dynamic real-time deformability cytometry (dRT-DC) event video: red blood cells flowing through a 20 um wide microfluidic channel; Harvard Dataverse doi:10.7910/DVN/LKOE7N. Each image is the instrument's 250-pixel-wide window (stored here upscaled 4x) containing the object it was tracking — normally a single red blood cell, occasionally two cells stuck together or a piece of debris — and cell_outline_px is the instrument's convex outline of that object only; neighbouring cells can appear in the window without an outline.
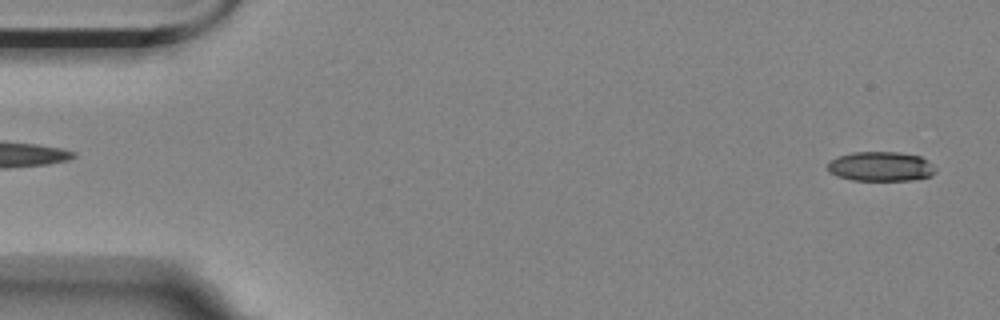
{"species": "Egyptian fruit bat (a non-hibernating species)", "species_latin": "Rousettus aegyptiacus", "temperature_condition": "room temperature", "stored_images_in_passage": 56, "camera_frame_rate_fps": 3000, "um_per_image_px": 0.085, "animal": {"sex": "female"}, "frame": {"image": 1, "passage_image": 2, "time_ms": 0.333, "image_size_px": [1000, 320], "cell_outline_px": [[936, 172], [932, 176], [912, 180], [852, 180], [836, 176], [828, 172], [828, 160], [836, 156], [852, 152], [900, 152], [920, 156], [928, 160], [936, 168]], "centroid_in_image_um": [74.85, 14.14], "position_along_channel_um": 10.1, "area_um2": 18.9}}
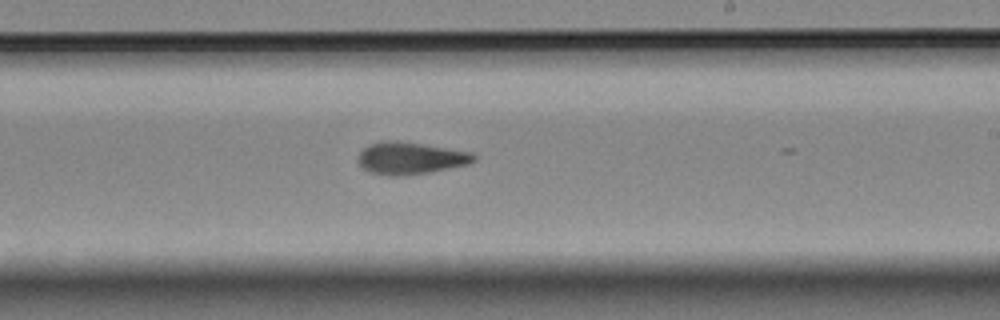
{"frame": {"image": 2, "passage_image": 33, "time_ms": 10.667, "image_size_px": [1000, 320], "cell_outline_px": [[476, 160], [468, 164], [428, 172], [404, 176], [388, 176], [368, 172], [360, 164], [360, 152], [368, 144], [380, 140], [396, 140], [472, 152], [476, 156]], "centroid_in_image_um": [34.87, 13.44], "position_along_channel_um": 254.1, "area_um2": 21.62}}
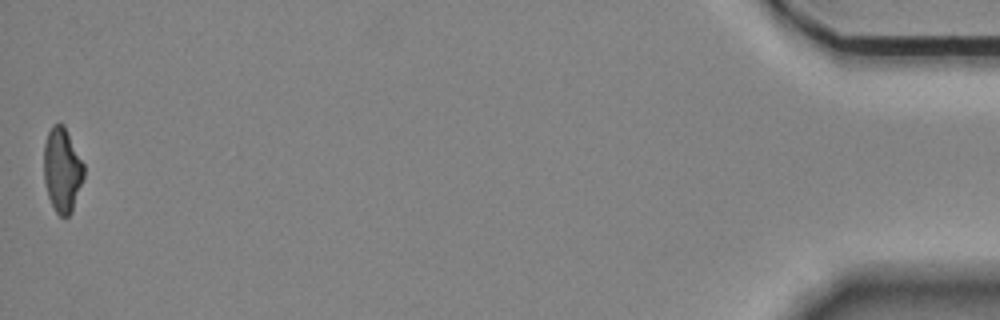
{"frame": {"image": 3, "passage_image": 56, "time_ms": 18.333, "image_size_px": [1000, 320], "cell_outline_px": [[84, 180], [72, 212], [68, 216], [60, 216], [56, 212], [48, 196], [44, 180], [44, 144], [48, 132], [52, 124], [64, 124], [84, 164]], "centroid_in_image_um": [5.3, 14.44], "position_along_channel_um": 429.9, "area_um2": 19.83}, "authors_computed_cell_mechanics": {"area_um2": 20.7791, "velocity_mm_per_s": 3.5199, "shape_relaxation_time_tau1_ms": 6.8874, "shape_relaxation_time_tau2_ms": 3.9026, "deformation_change_tau1": 0.1925, "deformation_change_tau2": 0.1308}}